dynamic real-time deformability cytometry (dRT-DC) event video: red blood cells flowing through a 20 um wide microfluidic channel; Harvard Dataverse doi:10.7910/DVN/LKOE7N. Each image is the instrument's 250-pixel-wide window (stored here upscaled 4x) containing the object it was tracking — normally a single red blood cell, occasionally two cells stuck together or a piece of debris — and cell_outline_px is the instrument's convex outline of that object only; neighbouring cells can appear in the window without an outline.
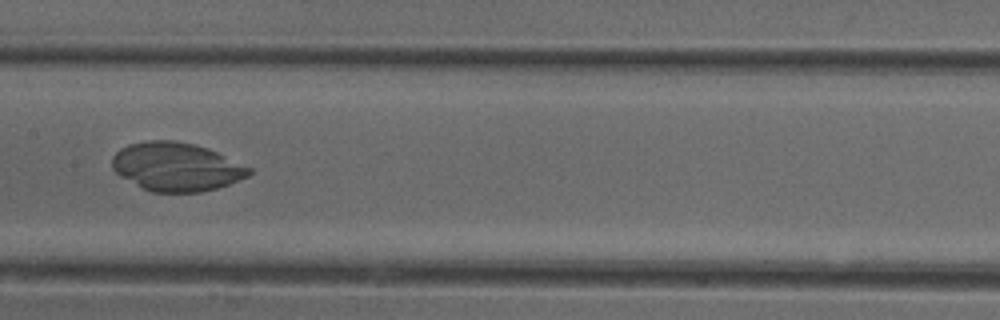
{"species": "common noctule bat (a hibernating species)", "species_latin": "Nyctalus noctula", "temperature_condition": "cold", "stored_images_in_passage": 47, "camera_frame_rate_fps": 3000, "um_per_image_px": 0.085, "animal": {"sex": "female"}, "frame": {"image": 1, "passage_image": 21, "time_ms": 6.667, "image_size_px": [1000, 320], "cell_outline_px": [[252, 172], [248, 176], [228, 184], [216, 188], [200, 192], [152, 192], [120, 176], [112, 168], [112, 156], [120, 148], [128, 144], [148, 140], [172, 140], [192, 144], [208, 148], [252, 168]], "centroid_in_image_um": [14.98, 14.17], "position_along_channel_um": 192.4, "area_um2": 38.55}}
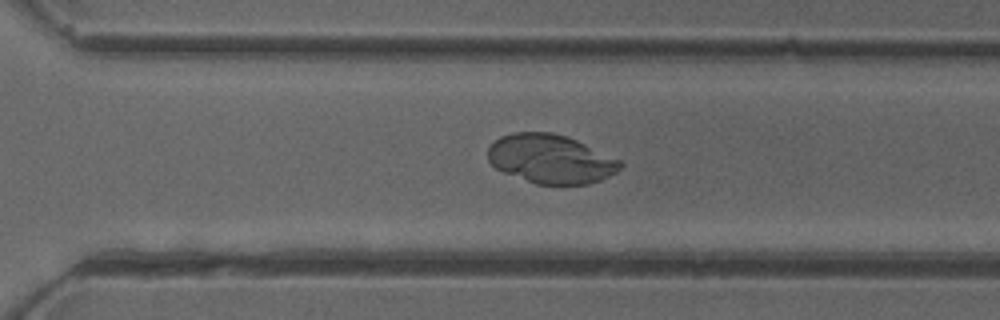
{"frame": {"image": 2, "passage_image": 31, "time_ms": 10.0, "image_size_px": [1000, 320], "cell_outline_px": [[624, 164], [616, 172], [600, 180], [588, 184], [536, 184], [504, 172], [496, 168], [488, 160], [488, 148], [500, 136], [512, 132], [552, 132], [576, 140], [620, 160]], "centroid_in_image_um": [46.8, 13.51], "position_along_channel_um": 323.8, "area_um2": 37.4}}